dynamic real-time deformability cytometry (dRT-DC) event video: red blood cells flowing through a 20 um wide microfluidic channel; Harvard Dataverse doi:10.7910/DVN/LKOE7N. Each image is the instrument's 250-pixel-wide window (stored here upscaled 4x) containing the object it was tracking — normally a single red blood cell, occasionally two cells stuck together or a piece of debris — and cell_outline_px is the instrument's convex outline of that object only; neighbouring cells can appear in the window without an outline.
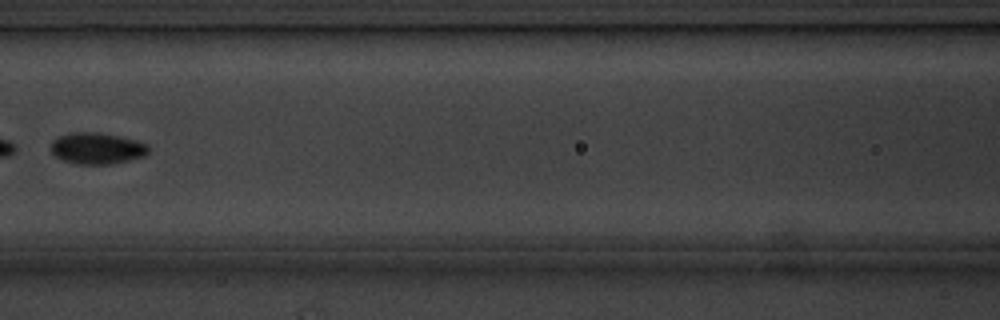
{"species": "common noctule bat (a hibernating species)", "species_latin": "Nyctalus noctula", "temperature_condition": "cold", "stored_images_in_passage": 15, "camera_frame_rate_fps": 3000, "um_per_image_px": 0.085, "animal": {"sex": "male", "body_mass_g": 20.1, "forearm_length_mm": 53.5}, "frame": {"image": 1, "passage_image": 7, "time_ms": 7.667, "image_size_px": [1000, 320], "cell_outline_px": [[148, 152], [144, 156], [112, 164], [76, 164], [64, 160], [56, 156], [52, 152], [52, 140], [56, 136], [72, 132], [96, 132], [116, 136], [148, 144]], "centroid_in_image_um": [8.21, 12.61], "position_along_channel_um": 158.4, "area_um2": 17.63}, "authors_computed_cell_mechanics": {"area_um2": 18.2648, "velocity_mm_per_s": 3.5443, "shape_relaxation_time_tau1_ms": 2.3711, "shape_relaxation_time_tau2_ms": 1.8074, "deformation_change_tau1": 0.0882, "deformation_change_tau2": 0.0424}}